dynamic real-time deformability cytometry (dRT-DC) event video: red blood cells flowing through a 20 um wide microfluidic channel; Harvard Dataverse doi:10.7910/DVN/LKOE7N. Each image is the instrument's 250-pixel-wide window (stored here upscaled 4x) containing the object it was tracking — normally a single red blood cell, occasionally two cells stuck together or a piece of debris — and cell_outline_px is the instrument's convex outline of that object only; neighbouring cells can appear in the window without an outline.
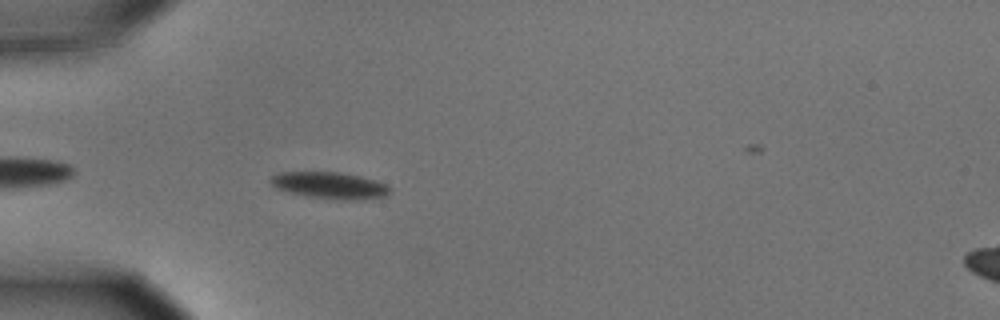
{"species": "common noctule bat (a hibernating species)", "species_latin": "Nyctalus noctula", "temperature_condition": "cold", "stored_images_in_passage": 19, "camera_frame_rate_fps": 3000, "um_per_image_px": 0.085, "animal": {"sex": "male", "body_mass_g": 15.6}, "frame": {"image": 1, "passage_image": 4, "time_ms": 1.0, "image_size_px": [1000, 320], "cell_outline_px": [[388, 196], [356, 200], [344, 200], [308, 196], [276, 188], [268, 180], [272, 176], [280, 172], [336, 172], [360, 176], [376, 180], [384, 184], [388, 188]], "centroid_in_image_um": [28.02, 15.75], "position_along_channel_um": 57.0, "area_um2": 18.21}}
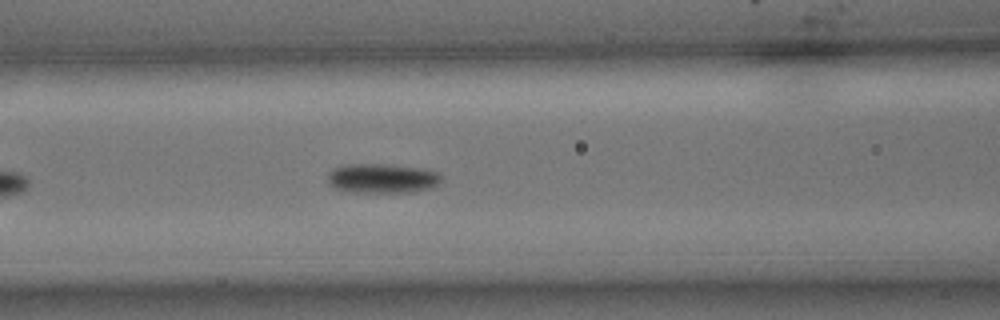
{"frame": {"image": 2, "passage_image": 11, "time_ms": 3.333, "image_size_px": [1000, 320], "cell_outline_px": [[440, 180], [432, 188], [416, 192], [352, 192], [336, 188], [328, 184], [328, 172], [332, 168], [348, 164], [392, 164], [416, 168], [436, 172], [440, 176]], "centroid_in_image_um": [32.43, 15.16], "position_along_channel_um": 134.2, "area_um2": 19.48}}
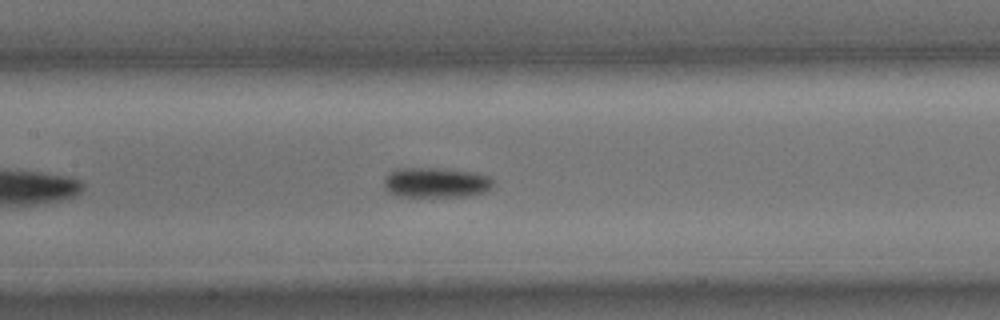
{"frame": {"image": 3, "passage_image": 14, "time_ms": 4.333, "image_size_px": [1000, 320], "cell_outline_px": [[492, 184], [484, 192], [472, 196], [396, 196], [388, 192], [384, 188], [384, 176], [396, 168], [436, 168], [476, 172], [492, 176]], "centroid_in_image_um": [37.03, 15.51], "position_along_channel_um": 170.4, "area_um2": 19.31}}